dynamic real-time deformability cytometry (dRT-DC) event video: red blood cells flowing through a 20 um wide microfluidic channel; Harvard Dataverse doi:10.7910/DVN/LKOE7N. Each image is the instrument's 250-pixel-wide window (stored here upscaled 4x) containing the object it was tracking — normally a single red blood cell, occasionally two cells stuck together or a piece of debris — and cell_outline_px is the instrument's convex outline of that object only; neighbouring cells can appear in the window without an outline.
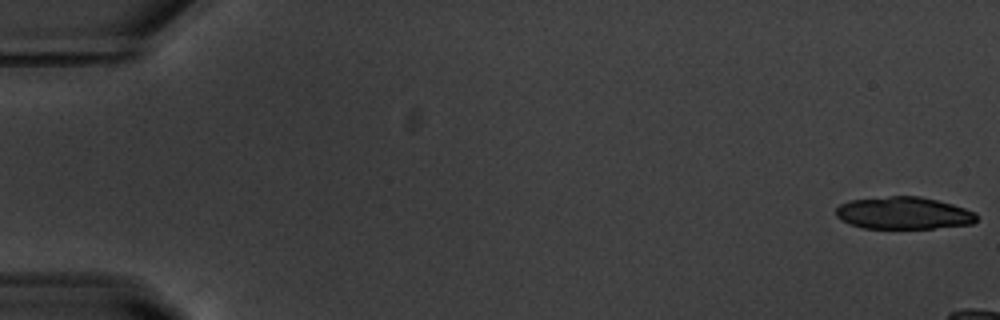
{"species": "common noctule bat (a hibernating species)", "species_latin": "Nyctalus noctula", "temperature_condition": "warm", "stored_images_in_passage": 11, "camera_frame_rate_fps": 3000, "um_per_image_px": 0.085, "animal": {"sex": "male", "body_mass_g": 20.1, "forearm_length_mm": 53.5}, "frame": {"image": 1, "passage_image": 1, "time_ms": 0.0, "image_size_px": [1000, 320], "cell_outline_px": [[976, 220], [972, 224], [932, 228], [864, 228], [840, 220], [836, 216], [836, 208], [840, 204], [848, 200], [888, 196], [920, 196], [952, 204], [976, 212]], "centroid_in_image_um": [76.78, 18.1], "position_along_channel_um": 8.2, "area_um2": 26.41}}